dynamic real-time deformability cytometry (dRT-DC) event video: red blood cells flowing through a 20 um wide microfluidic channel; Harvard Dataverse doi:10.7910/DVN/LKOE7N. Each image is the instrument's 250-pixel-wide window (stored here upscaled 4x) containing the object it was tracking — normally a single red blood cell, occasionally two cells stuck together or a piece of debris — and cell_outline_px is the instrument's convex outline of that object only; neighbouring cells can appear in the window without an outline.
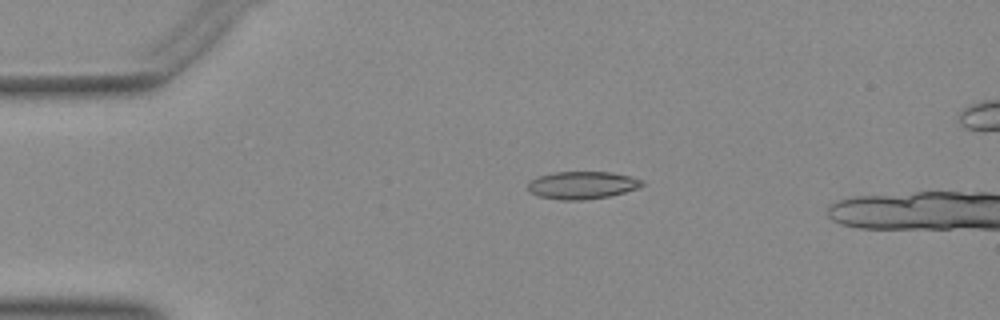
{"species": "Egyptian fruit bat (a non-hibernating species)", "species_latin": "Rousettus aegyptiacus", "temperature_condition": "warm", "stored_images_in_passage": 15, "camera_frame_rate_fps": 3000, "um_per_image_px": 0.085, "animal": {"sex": "female"}, "frame": {"image": 1, "passage_image": 11, "time_ms": 3.333, "image_size_px": [1000, 320], "cell_outline_px": [[644, 184], [640, 188], [608, 196], [584, 200], [560, 200], [540, 196], [528, 192], [528, 184], [532, 180], [540, 176], [556, 172], [608, 172], [628, 176], [644, 180]], "centroid_in_image_um": [49.5, 15.75], "position_along_channel_um": 35.5, "area_um2": 18.21}}